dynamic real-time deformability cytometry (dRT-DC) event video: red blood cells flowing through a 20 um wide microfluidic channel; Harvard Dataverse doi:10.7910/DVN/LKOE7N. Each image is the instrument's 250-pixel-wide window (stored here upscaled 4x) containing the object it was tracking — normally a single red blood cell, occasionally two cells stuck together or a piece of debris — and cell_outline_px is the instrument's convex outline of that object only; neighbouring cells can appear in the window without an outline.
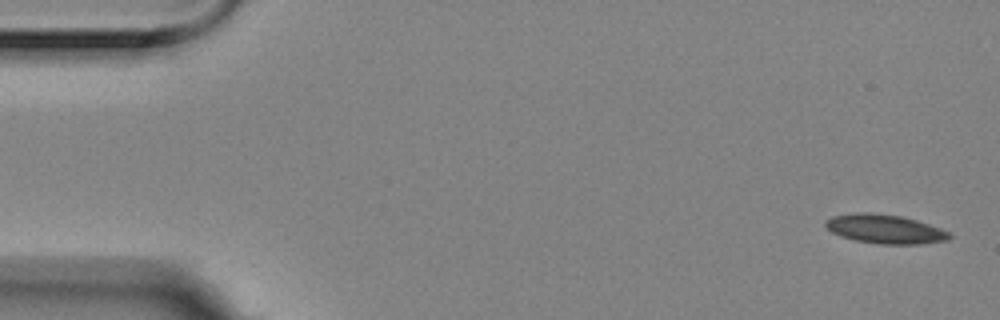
{"species": "Egyptian fruit bat (a non-hibernating species)", "species_latin": "Rousettus aegyptiacus", "temperature_condition": "room temperature", "stored_images_in_passage": 5, "camera_frame_rate_fps": 3000, "um_per_image_px": 0.085, "animal": {"sex": "female"}, "frame": {"image": 1, "passage_image": 1, "time_ms": 0.0, "image_size_px": [1000, 320], "cell_outline_px": [[952, 236], [948, 240], [920, 244], [880, 244], [856, 240], [840, 236], [832, 232], [824, 224], [824, 220], [832, 216], [856, 212], [868, 212], [900, 216], [916, 220], [940, 228], [948, 232]], "centroid_in_image_um": [75.19, 19.46], "position_along_channel_um": 9.8, "area_um2": 20.87}}
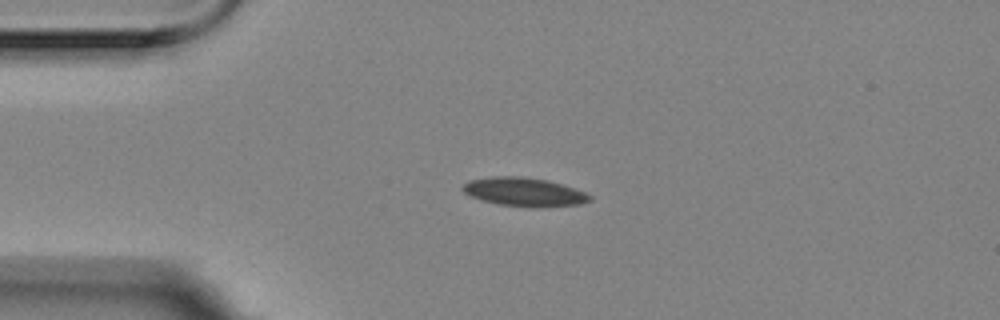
{"frame": {"image": 2, "passage_image": 4, "time_ms": 1.0, "image_size_px": [1000, 320], "cell_outline_px": [[592, 200], [580, 204], [536, 208], [500, 204], [484, 200], [472, 196], [464, 192], [460, 188], [468, 180], [496, 176], [520, 176], [548, 180], [584, 192], [592, 196]], "centroid_in_image_um": [44.56, 16.31], "position_along_channel_um": 40.4, "area_um2": 21.04}}